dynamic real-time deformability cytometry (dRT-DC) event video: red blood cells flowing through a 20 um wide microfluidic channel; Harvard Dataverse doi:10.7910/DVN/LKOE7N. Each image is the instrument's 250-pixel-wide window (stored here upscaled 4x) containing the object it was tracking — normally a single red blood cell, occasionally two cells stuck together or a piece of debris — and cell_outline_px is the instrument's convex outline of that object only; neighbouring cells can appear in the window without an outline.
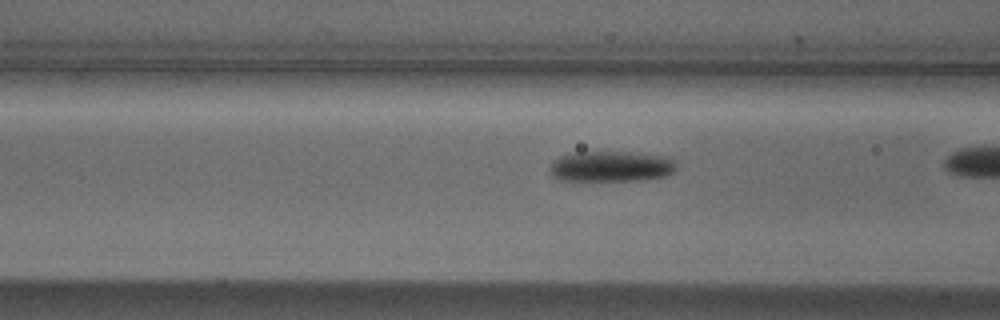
{"species": "Egyptian fruit bat (a non-hibernating species)", "species_latin": "Rousettus aegyptiacus", "temperature_condition": "cold", "stored_images_in_passage": 12, "camera_frame_rate_fps": 3000, "um_per_image_px": 0.085, "animal": {"sex": "male"}, "frame": {"image": 1, "passage_image": 9, "time_ms": 2.667, "image_size_px": [1000, 320], "cell_outline_px": [[676, 168], [672, 172], [664, 176], [640, 180], [560, 180], [552, 176], [548, 168], [560, 156], [584, 152], [628, 152], [664, 156], [672, 160], [676, 164]], "centroid_in_image_um": [51.93, 14.15], "position_along_channel_um": 114.7, "area_um2": 22.2}}